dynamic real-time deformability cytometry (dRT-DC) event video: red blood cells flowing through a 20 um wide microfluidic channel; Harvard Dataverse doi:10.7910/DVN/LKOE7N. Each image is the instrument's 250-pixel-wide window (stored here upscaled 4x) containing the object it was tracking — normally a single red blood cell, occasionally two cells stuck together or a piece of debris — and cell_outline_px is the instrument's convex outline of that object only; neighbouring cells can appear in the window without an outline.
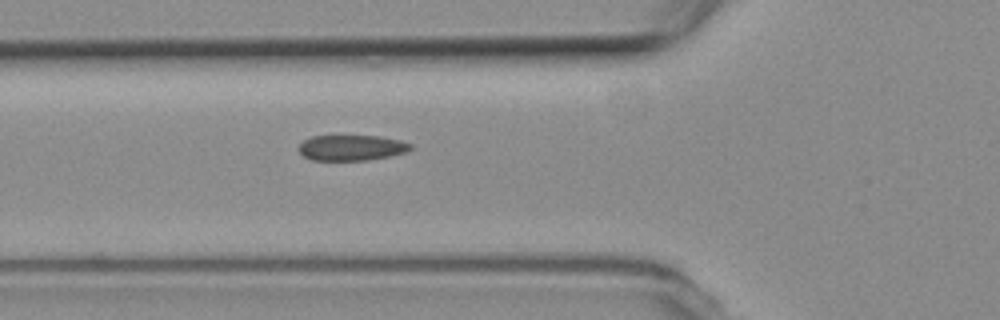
{"species": "common noctule bat (a hibernating species)", "species_latin": "Nyctalus noctula", "temperature_condition": "room temperature", "stored_images_in_passage": 4, "camera_frame_rate_fps": 3000, "um_per_image_px": 0.085, "animal": {"sex": "female", "body_mass_g": 19.3, "forearm_length_mm": 54.1}, "frame": {"image": 1, "passage_image": 4, "time_ms": 3.333, "image_size_px": [1000, 320], "cell_outline_px": [[412, 148], [408, 152], [392, 156], [368, 160], [312, 160], [304, 156], [296, 148], [304, 140], [312, 136], [380, 136], [400, 140], [412, 144]], "centroid_in_image_um": [29.91, 12.56], "position_along_channel_um": 95.9, "area_um2": 16.82}}